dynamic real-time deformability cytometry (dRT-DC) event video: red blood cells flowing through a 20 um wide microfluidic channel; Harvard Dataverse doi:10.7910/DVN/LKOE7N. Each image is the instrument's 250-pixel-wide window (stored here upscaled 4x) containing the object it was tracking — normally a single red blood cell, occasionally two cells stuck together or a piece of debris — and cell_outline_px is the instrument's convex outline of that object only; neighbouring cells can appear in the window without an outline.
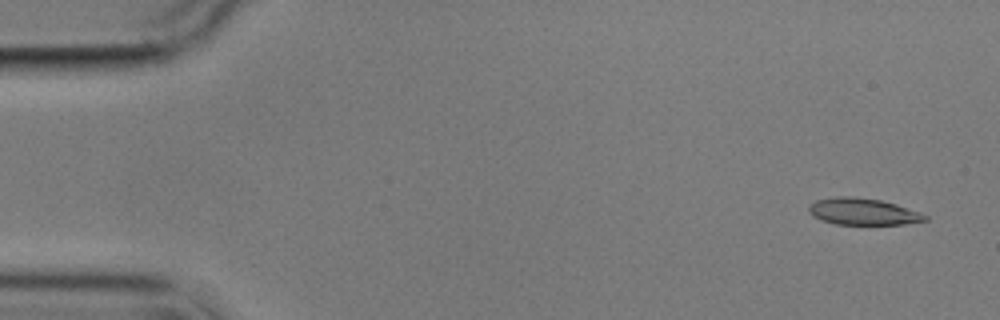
{"species": "common noctule bat (a hibernating species)", "species_latin": "Nyctalus noctula", "temperature_condition": "cold", "stored_images_in_passage": 56, "camera_frame_rate_fps": 3000, "um_per_image_px": 0.085, "animal": {"sex": "male", "body_mass_g": 17.9}, "frame": {"image": 1, "passage_image": 3, "time_ms": 0.667, "image_size_px": [1000, 320], "cell_outline_px": [[928, 220], [904, 224], [836, 224], [820, 220], [812, 216], [808, 212], [808, 204], [816, 200], [836, 196], [848, 196], [880, 200], [896, 204], [920, 212], [928, 216]], "centroid_in_image_um": [73.31, 17.98], "position_along_channel_um": 11.7, "area_um2": 18.15}}
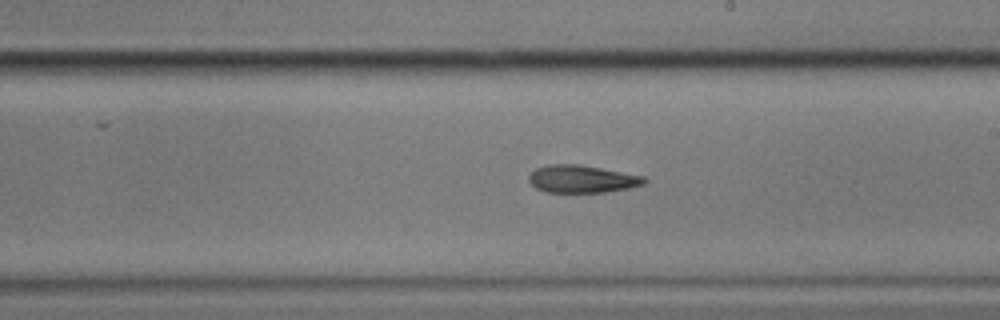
{"frame": {"image": 2, "passage_image": 32, "time_ms": 10.333, "image_size_px": [1000, 320], "cell_outline_px": [[648, 180], [644, 184], [628, 188], [604, 192], [544, 192], [536, 188], [528, 180], [528, 176], [536, 168], [548, 164], [580, 164], [644, 176]], "centroid_in_image_um": [49.45, 15.21], "position_along_channel_um": 239.5, "area_um2": 18.55}}
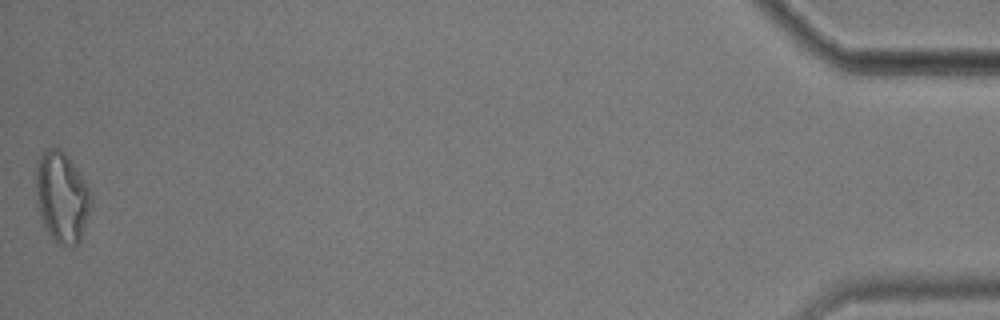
{"frame": {"image": 3, "passage_image": 56, "time_ms": 18.333, "image_size_px": [1000, 320], "cell_outline_px": [[92, 204], [80, 240], [76, 244], [56, 244], [48, 232], [40, 216], [36, 200], [36, 168], [40, 156], [44, 148], [60, 148], [68, 156], [80, 172], [92, 196]], "centroid_in_image_um": [5.25, 16.72], "position_along_channel_um": 429.9, "area_um2": 29.07}, "authors_computed_cell_mechanics": {"area_um2": 19.1607, "velocity_mm_per_s": 3.5534, "shape_relaxation_time_tau1_ms": 9.8162, "shape_relaxation_time_tau2_ms": 5.0089, "deformation_change_tau1": 0.2344, "deformation_change_tau2": 0.1461}}